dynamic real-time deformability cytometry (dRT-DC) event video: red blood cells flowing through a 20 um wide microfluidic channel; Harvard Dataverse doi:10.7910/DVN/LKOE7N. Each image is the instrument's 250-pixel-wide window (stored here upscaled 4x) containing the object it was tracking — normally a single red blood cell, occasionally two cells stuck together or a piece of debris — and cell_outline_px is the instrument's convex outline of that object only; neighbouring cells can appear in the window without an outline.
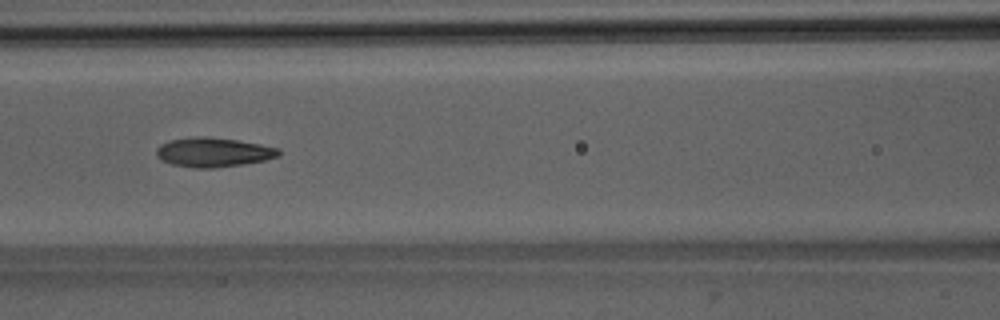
{"species": "Egyptian fruit bat (a non-hibernating species)", "species_latin": "Rousettus aegyptiacus", "temperature_condition": "room temperature", "stored_images_in_passage": 8, "camera_frame_rate_fps": 3000, "um_per_image_px": 0.085, "animal": {"sex": "male"}, "frame": {"image": 1, "passage_image": 7, "time_ms": 7.0, "image_size_px": [1000, 320], "cell_outline_px": [[280, 156], [264, 160], [244, 164], [212, 168], [192, 168], [172, 164], [160, 160], [156, 156], [156, 148], [160, 144], [168, 140], [196, 136], [200, 136], [236, 140], [260, 144], [280, 148]], "centroid_in_image_um": [18.1, 12.94], "position_along_channel_um": 148.5, "area_um2": 21.04}}